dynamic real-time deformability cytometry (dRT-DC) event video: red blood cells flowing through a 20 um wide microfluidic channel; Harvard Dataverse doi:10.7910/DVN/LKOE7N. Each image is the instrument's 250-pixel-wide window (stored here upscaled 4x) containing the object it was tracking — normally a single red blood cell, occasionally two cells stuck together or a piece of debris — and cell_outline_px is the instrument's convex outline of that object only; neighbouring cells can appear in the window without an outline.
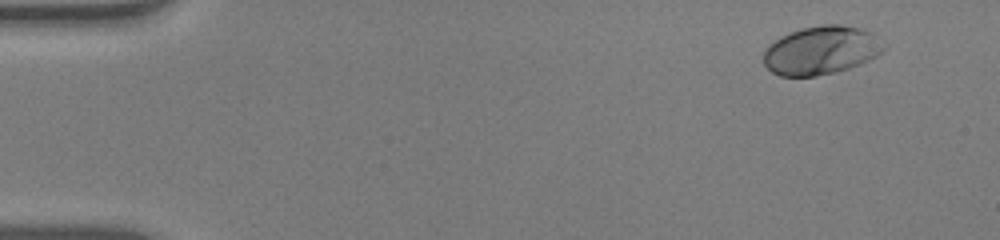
{"species": "human", "species_latin": "Homo sapiens", "temperature_condition": "warm", "stored_images_in_passage": 50, "camera_frame_rate_fps": 3000, "um_per_image_px": 0.085, "donor": {"sex": "male"}, "frame": {"image": 1, "passage_image": 1, "time_ms": 0.0, "image_size_px": [1000, 240], "cell_outline_px": [[888, 44], [884, 52], [868, 60], [848, 68], [836, 72], [816, 76], [780, 76], [772, 72], [764, 64], [764, 52], [780, 36], [804, 28], [824, 24], [840, 24], [860, 28], [872, 32]], "centroid_in_image_um": [69.87, 4.27], "position_along_channel_um": 15.1, "area_um2": 33.93}}
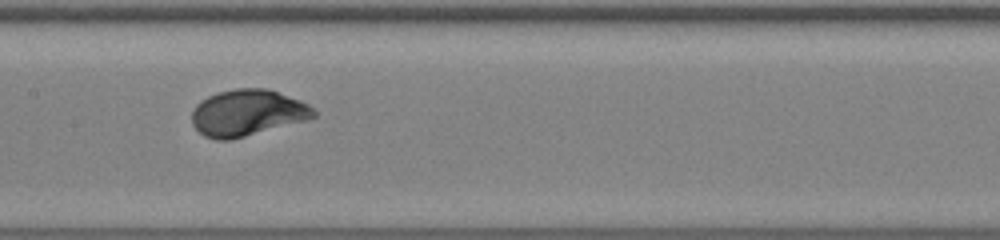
{"frame": {"image": 2, "passage_image": 24, "time_ms": 7.667, "image_size_px": [1000, 240], "cell_outline_px": [[316, 116], [304, 120], [244, 136], [228, 140], [216, 140], [204, 136], [192, 124], [192, 112], [196, 104], [200, 100], [208, 96], [220, 92], [236, 88], [268, 88], [300, 100], [308, 104], [316, 112]], "centroid_in_image_um": [21.0, 9.57], "position_along_channel_um": 186.4, "area_um2": 32.54}}
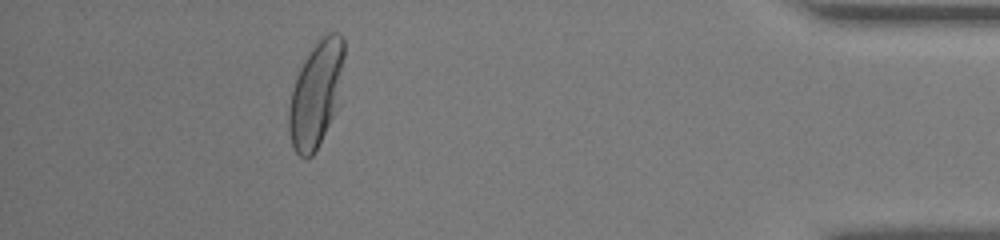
{"frame": {"image": 3, "passage_image": 45, "time_ms": 14.667, "image_size_px": [1000, 240], "cell_outline_px": [[344, 56], [332, 116], [312, 156], [304, 160], [292, 148], [288, 128], [288, 108], [292, 88], [300, 68], [304, 60], [312, 48], [328, 32], [340, 32], [344, 40]], "centroid_in_image_um": [26.79, 8.0], "position_along_channel_um": 408.4, "area_um2": 32.83}, "authors_computed_cell_mechanics": {"area_um2": 32.5414, "velocity_mm_per_s": 3.8973, "shape_relaxation_time_tau1_ms": 2.1959, "shape_relaxation_time_tau2_ms": null, "deformation_change_tau1": 0.1703, "deformation_change_tau2": null}}